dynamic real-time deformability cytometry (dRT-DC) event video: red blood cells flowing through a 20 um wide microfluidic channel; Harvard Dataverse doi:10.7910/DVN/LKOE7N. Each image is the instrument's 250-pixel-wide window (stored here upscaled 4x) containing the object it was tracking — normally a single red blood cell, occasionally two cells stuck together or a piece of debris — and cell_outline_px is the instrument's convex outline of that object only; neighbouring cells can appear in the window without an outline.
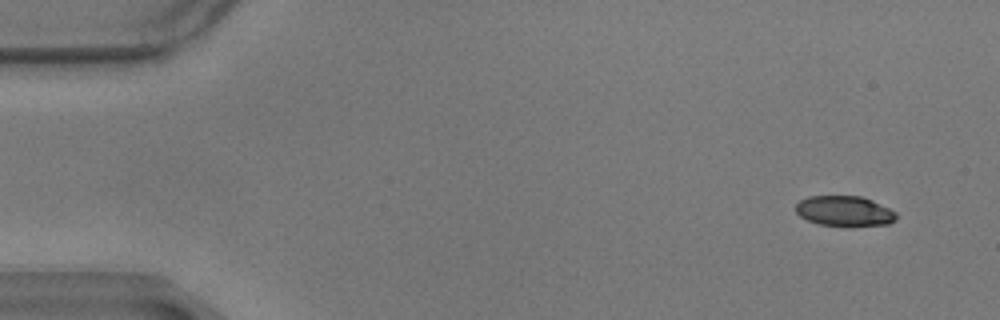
{"species": "common noctule bat (a hibernating species)", "species_latin": "Nyctalus noctula", "temperature_condition": "warm", "stored_images_in_passage": 11, "camera_frame_rate_fps": 3000, "um_per_image_px": 0.085, "animal": {"sex": "male", "body_mass_g": 17.9}, "frame": {"image": 1, "passage_image": 3, "time_ms": 0.667, "image_size_px": [1000, 320], "cell_outline_px": [[896, 220], [888, 224], [820, 224], [808, 220], [800, 216], [796, 212], [796, 204], [800, 200], [808, 196], [860, 196], [872, 200], [896, 212]], "centroid_in_image_um": [71.75, 17.9], "position_along_channel_um": 13.2, "area_um2": 17.11}}